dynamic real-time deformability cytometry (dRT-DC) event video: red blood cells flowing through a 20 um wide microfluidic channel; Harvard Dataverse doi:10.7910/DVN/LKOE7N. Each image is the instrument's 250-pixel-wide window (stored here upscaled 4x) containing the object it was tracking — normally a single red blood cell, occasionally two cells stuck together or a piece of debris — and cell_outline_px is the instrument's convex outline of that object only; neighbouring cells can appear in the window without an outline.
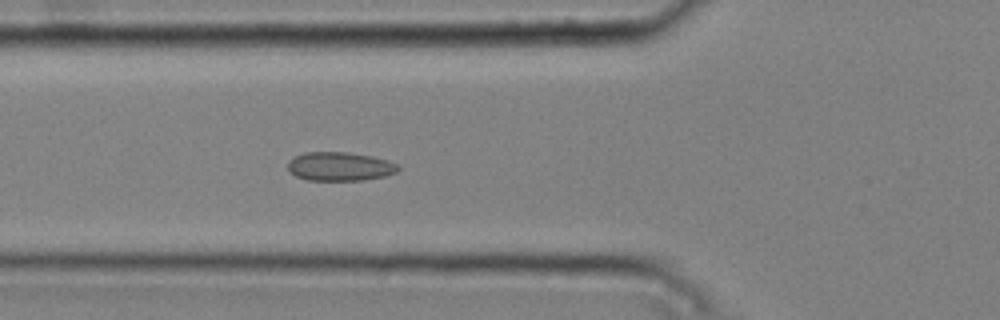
{"species": "common noctule bat (a hibernating species)", "species_latin": "Nyctalus noctula", "temperature_condition": "cold", "stored_images_in_passage": 4, "camera_frame_rate_fps": 3000, "um_per_image_px": 0.085, "animal": {"sex": "male", "body_mass_g": 20.4}, "frame": {"image": 1, "passage_image": 4, "time_ms": 1.0, "image_size_px": [1000, 320], "cell_outline_px": [[400, 168], [396, 172], [384, 176], [364, 180], [308, 180], [296, 176], [288, 172], [288, 160], [304, 152], [348, 152], [372, 156], [388, 160], [396, 164]], "centroid_in_image_um": [28.86, 14.14], "position_along_channel_um": 96.9, "area_um2": 18.55}}